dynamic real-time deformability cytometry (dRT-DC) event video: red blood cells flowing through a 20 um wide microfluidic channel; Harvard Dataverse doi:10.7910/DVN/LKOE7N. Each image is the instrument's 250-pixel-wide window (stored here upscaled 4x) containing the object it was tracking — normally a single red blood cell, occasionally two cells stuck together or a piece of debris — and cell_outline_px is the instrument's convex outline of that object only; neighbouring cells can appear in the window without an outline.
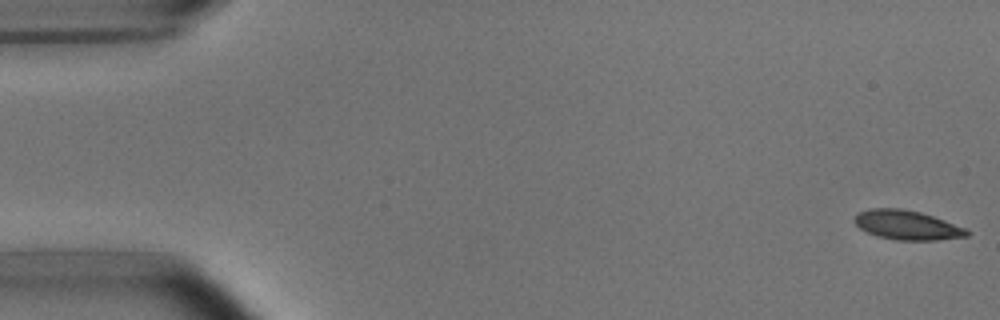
{"species": "common noctule bat (a hibernating species)", "species_latin": "Nyctalus noctula", "temperature_condition": "room temperature", "stored_images_in_passage": 5, "camera_frame_rate_fps": 3000, "um_per_image_px": 0.085, "animal": {"sex": "male", "body_mass_g": 15.6}, "frame": {"image": 1, "passage_image": 1, "time_ms": 0.0, "image_size_px": [1000, 320], "cell_outline_px": [[972, 232], [968, 236], [936, 240], [896, 240], [876, 236], [860, 228], [852, 220], [860, 212], [868, 208], [900, 208], [920, 212], [944, 220], [964, 228]], "centroid_in_image_um": [77.08, 19.13], "position_along_channel_um": 7.9, "area_um2": 19.13}}
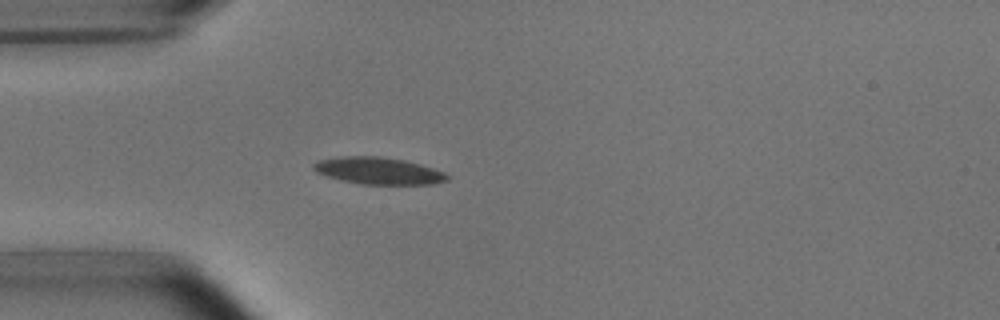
{"frame": {"image": 2, "passage_image": 5, "time_ms": 4.667, "image_size_px": [1000, 320], "cell_outline_px": [[452, 176], [448, 180], [436, 184], [360, 184], [340, 180], [316, 172], [312, 168], [312, 164], [320, 160], [344, 156], [376, 156], [404, 160], [420, 164], [444, 172]], "centroid_in_image_um": [32.2, 14.52], "position_along_channel_um": 52.8, "area_um2": 20.98}}